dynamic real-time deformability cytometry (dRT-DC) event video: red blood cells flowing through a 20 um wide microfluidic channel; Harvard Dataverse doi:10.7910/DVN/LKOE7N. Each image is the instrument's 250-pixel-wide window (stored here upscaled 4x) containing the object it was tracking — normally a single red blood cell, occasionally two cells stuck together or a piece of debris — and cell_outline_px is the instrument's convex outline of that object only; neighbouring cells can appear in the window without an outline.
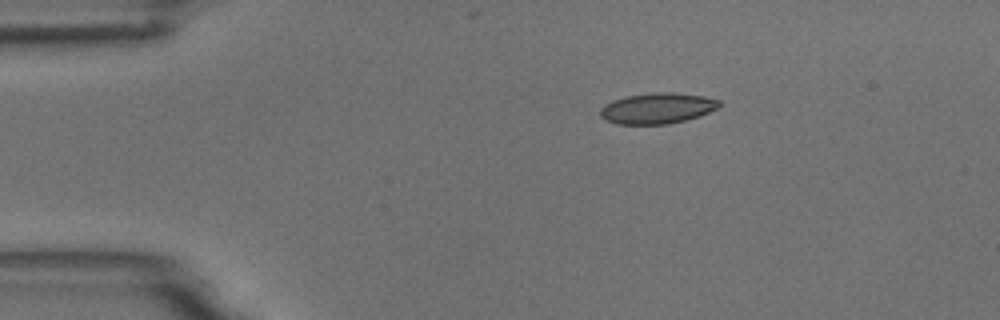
{"species": "common noctule bat (a hibernating species)", "species_latin": "Nyctalus noctula", "temperature_condition": "room temperature", "stored_images_in_passage": 7, "camera_frame_rate_fps": 3000, "um_per_image_px": 0.085, "animal": {"sex": "male", "body_mass_g": 18.8}, "frame": {"image": 1, "passage_image": 1, "time_ms": 0.0, "image_size_px": [1000, 320], "cell_outline_px": [[720, 104], [716, 108], [700, 116], [668, 124], [616, 124], [604, 120], [600, 116], [600, 108], [604, 104], [612, 100], [624, 96], [652, 92], [676, 92], [704, 96], [720, 100]], "centroid_in_image_um": [55.82, 9.19], "position_along_channel_um": 29.2, "area_um2": 21.56}}
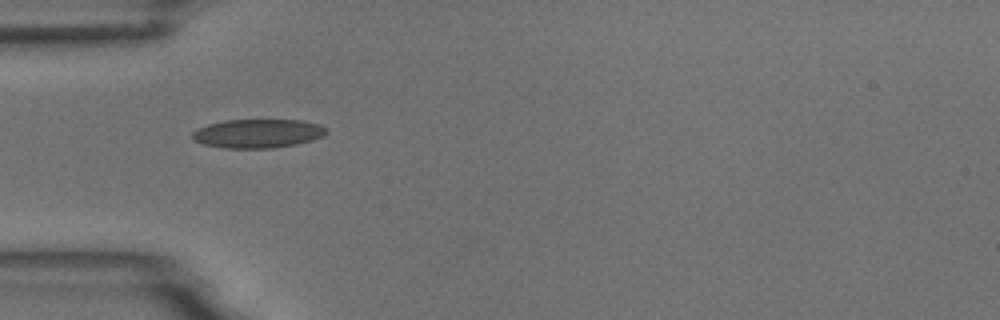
{"frame": {"image": 2, "passage_image": 3, "time_ms": 2.333, "image_size_px": [1000, 320], "cell_outline_px": [[328, 132], [324, 136], [312, 140], [296, 144], [272, 148], [224, 148], [204, 144], [192, 140], [192, 132], [208, 124], [224, 120], [300, 120], [320, 124], [328, 128]], "centroid_in_image_um": [21.94, 11.34], "position_along_channel_um": 63.1, "area_um2": 22.6}}
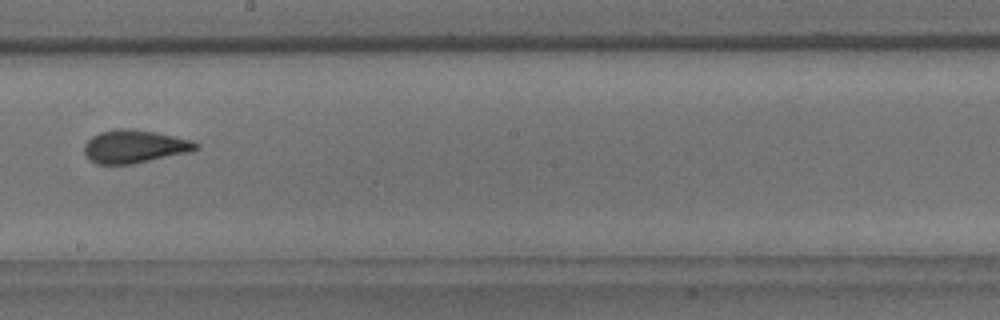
{"frame": {"image": 3, "passage_image": 7, "time_ms": 7.0, "image_size_px": [1000, 320], "cell_outline_px": [[200, 144], [196, 148], [188, 152], [132, 164], [96, 164], [88, 160], [84, 152], [84, 144], [92, 136], [100, 132], [116, 128], [132, 128], [156, 132], [192, 140]], "centroid_in_image_um": [11.39, 12.44], "position_along_channel_um": 236.8, "area_um2": 21.56}}